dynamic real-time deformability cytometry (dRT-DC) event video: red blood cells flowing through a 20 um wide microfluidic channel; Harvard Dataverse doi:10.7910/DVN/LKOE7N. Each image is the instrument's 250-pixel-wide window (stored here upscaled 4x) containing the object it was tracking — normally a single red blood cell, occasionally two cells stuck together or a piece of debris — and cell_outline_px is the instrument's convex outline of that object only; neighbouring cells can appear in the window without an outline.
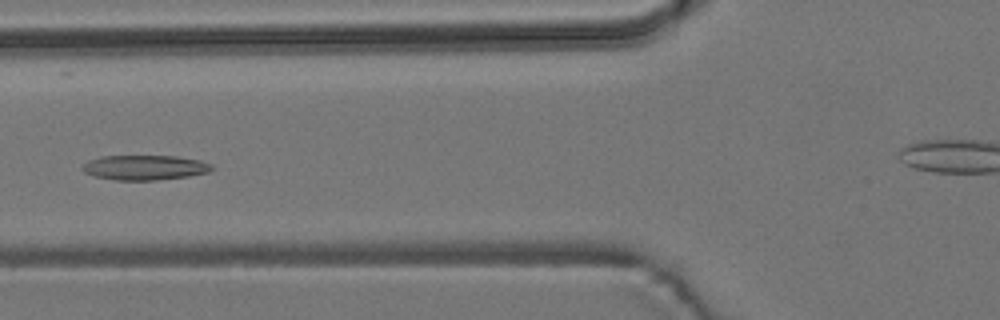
{"species": "common noctule bat (a hibernating species)", "species_latin": "Nyctalus noctula", "temperature_condition": "room temperature", "stored_images_in_passage": 8, "segment_of_instrument_passage": [1, 2], "camera_frame_rate_fps": 3000, "um_per_image_px": 0.085, "animal": {"sex": "male", "body_mass_g": 19.2, "forearm_length_mm": 51.8}, "frame": {"image": 1, "passage_image": 6, "time_ms": 6.0, "image_size_px": [1000, 320], "cell_outline_px": [[216, 168], [208, 172], [188, 176], [156, 180], [116, 180], [96, 176], [84, 172], [80, 168], [88, 160], [100, 156], [176, 156], [200, 160], [212, 164]], "centroid_in_image_um": [12.32, 14.23], "position_along_channel_um": 113.5, "area_um2": 18.79}}
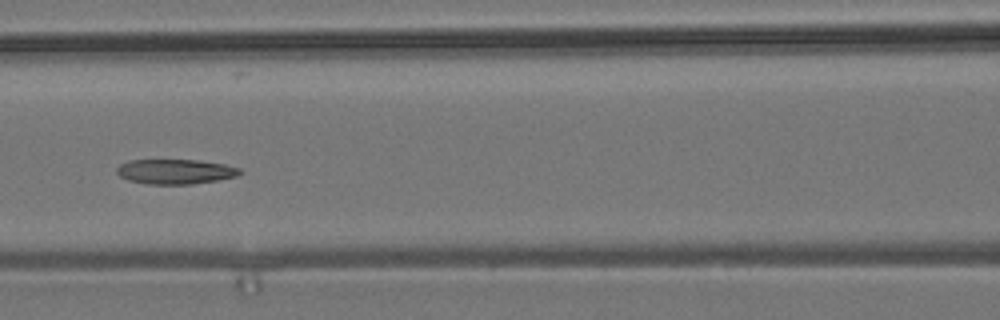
{"frame": {"image": 2, "passage_image": 7, "time_ms": 7.0, "image_size_px": [1000, 320], "cell_outline_px": [[244, 172], [236, 176], [216, 180], [192, 184], [148, 184], [128, 180], [120, 176], [116, 172], [116, 168], [120, 164], [128, 160], [196, 160], [224, 164], [240, 168]], "centroid_in_image_um": [14.89, 14.58], "position_along_channel_um": 151.7, "area_um2": 17.8}}